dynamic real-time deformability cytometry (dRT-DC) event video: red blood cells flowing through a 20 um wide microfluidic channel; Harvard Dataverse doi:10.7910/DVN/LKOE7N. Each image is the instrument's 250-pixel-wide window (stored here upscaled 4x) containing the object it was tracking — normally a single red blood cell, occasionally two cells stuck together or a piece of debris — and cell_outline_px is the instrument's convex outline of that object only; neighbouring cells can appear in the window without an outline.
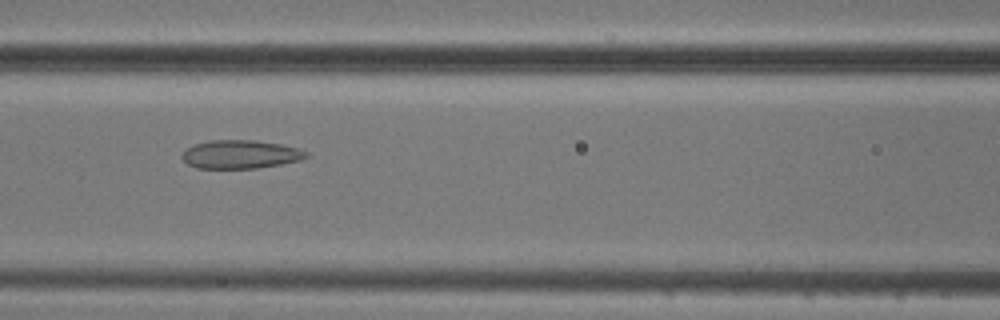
{"species": "common noctule bat (a hibernating species)", "species_latin": "Nyctalus noctula", "temperature_condition": "cold", "stored_images_in_passage": 5, "camera_frame_rate_fps": 3000, "um_per_image_px": 0.085, "animal": {"sex": "male", "body_mass_g": 20.5, "forearm_length_mm": 52.5}, "frame": {"image": 1, "passage_image": 4, "time_ms": 4.0, "image_size_px": [1000, 320], "cell_outline_px": [[308, 156], [300, 160], [280, 164], [256, 168], [196, 168], [188, 164], [180, 156], [184, 148], [196, 144], [212, 140], [256, 140], [280, 144], [296, 148], [308, 152]], "centroid_in_image_um": [20.4, 13.12], "position_along_channel_um": 146.2, "area_um2": 20.52}}
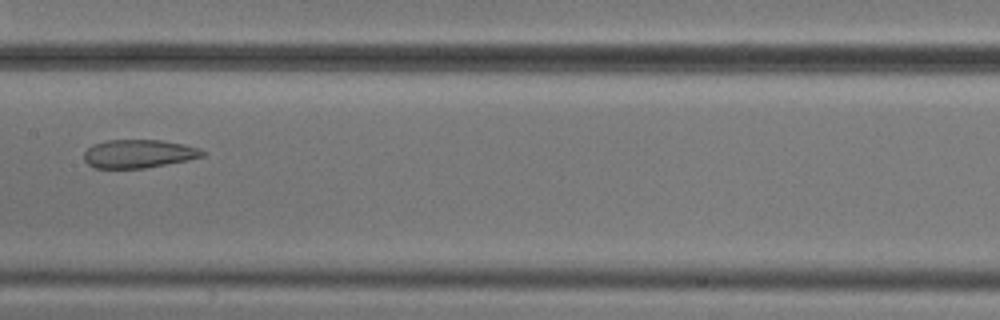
{"frame": {"image": 2, "passage_image": 5, "time_ms": 5.333, "image_size_px": [1000, 320], "cell_outline_px": [[204, 156], [188, 160], [144, 168], [96, 168], [88, 164], [84, 160], [84, 152], [92, 144], [108, 140], [160, 140], [184, 144], [200, 148], [204, 152]], "centroid_in_image_um": [11.78, 13.06], "position_along_channel_um": 195.6, "area_um2": 19.54}}